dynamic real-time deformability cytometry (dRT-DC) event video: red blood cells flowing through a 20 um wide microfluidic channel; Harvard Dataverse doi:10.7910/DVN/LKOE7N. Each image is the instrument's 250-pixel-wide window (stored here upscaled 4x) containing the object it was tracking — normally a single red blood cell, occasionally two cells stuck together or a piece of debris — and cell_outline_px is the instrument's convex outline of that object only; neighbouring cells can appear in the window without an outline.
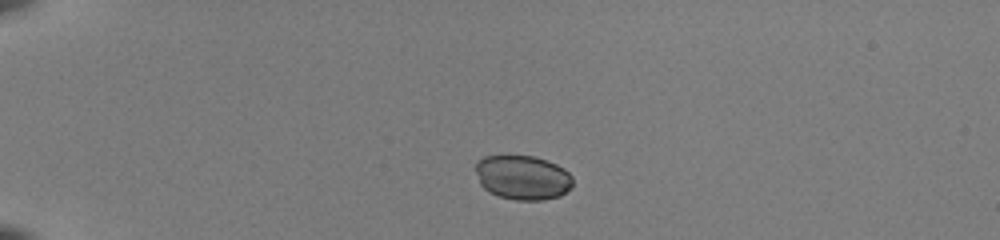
{"species": "common noctule bat (a hibernating species)", "species_latin": "Nyctalus noctula", "temperature_condition": "room temperature", "stored_images_in_passage": 40, "camera_frame_rate_fps": 3000, "um_per_image_px": 0.085, "animal": {"sex": "female", "body_mass_g": 22.0, "forearm_length_mm": 56.7}, "frame": {"image": 1, "passage_image": 1, "time_ms": 0.0, "image_size_px": [1000, 240], "cell_outline_px": [[572, 188], [560, 196], [544, 200], [516, 200], [500, 196], [488, 192], [480, 184], [476, 172], [476, 160], [484, 156], [504, 152], [536, 156], [556, 164], [564, 168], [572, 176]], "centroid_in_image_um": [44.4, 15.03], "position_along_channel_um": 40.6, "area_um2": 26.07}}
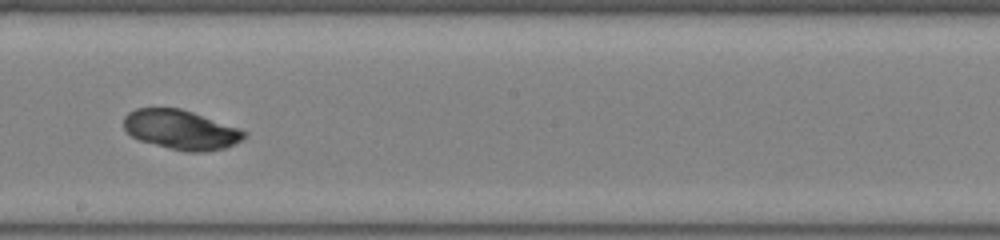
{"frame": {"image": 2, "passage_image": 20, "time_ms": 6.333, "image_size_px": [1000, 240], "cell_outline_px": [[248, 132], [240, 140], [224, 148], [204, 152], [184, 152], [140, 140], [132, 136], [124, 128], [124, 116], [128, 112], [136, 108], [180, 108], [240, 128]], "centroid_in_image_um": [15.37, 11.02], "position_along_channel_um": 232.8, "area_um2": 27.51}}
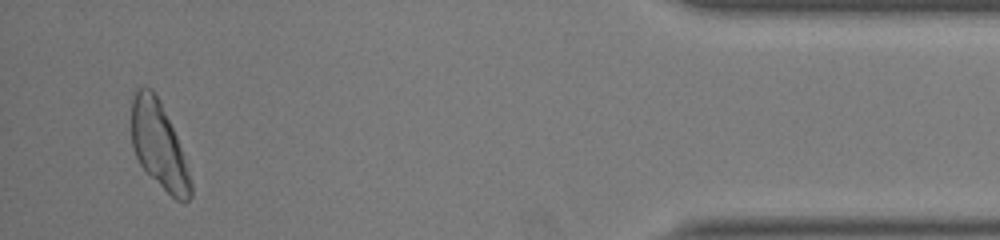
{"frame": {"image": 3, "passage_image": 38, "time_ms": 12.333, "image_size_px": [1000, 240], "cell_outline_px": [[192, 196], [184, 204], [176, 200], [140, 164], [136, 156], [132, 144], [132, 96], [136, 88], [152, 88], [176, 136], [192, 184]], "centroid_in_image_um": [13.49, 12.37], "position_along_channel_um": 421.7, "area_um2": 28.78}}